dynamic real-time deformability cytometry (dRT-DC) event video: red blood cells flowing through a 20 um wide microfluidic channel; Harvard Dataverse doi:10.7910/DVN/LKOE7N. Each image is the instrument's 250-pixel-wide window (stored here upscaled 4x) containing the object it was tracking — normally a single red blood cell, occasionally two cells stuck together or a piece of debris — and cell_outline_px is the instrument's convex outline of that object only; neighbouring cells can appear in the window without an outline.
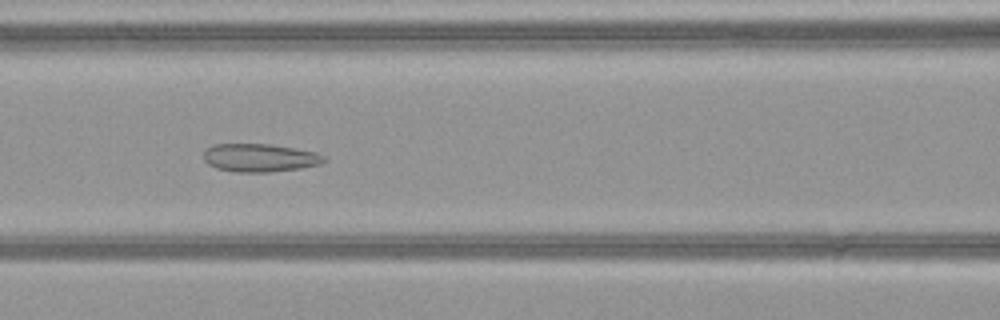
{"species": "common noctule bat (a hibernating species)", "species_latin": "Nyctalus noctula", "temperature_condition": "warm", "stored_images_in_passage": 52, "segment_of_instrument_passage": [1, 2], "camera_frame_rate_fps": 3000, "um_per_image_px": 0.085, "animal": {"sex": "female", "body_mass_g": 21.9}, "frame": {"image": 1, "passage_image": 23, "time_ms": 7.333, "image_size_px": [1000, 320], "cell_outline_px": [[324, 160], [320, 164], [300, 168], [268, 172], [236, 172], [216, 168], [208, 164], [204, 160], [204, 152], [212, 144], [268, 144], [316, 152], [324, 156]], "centroid_in_image_um": [22.04, 13.41], "position_along_channel_um": 144.6, "area_um2": 19.54}}
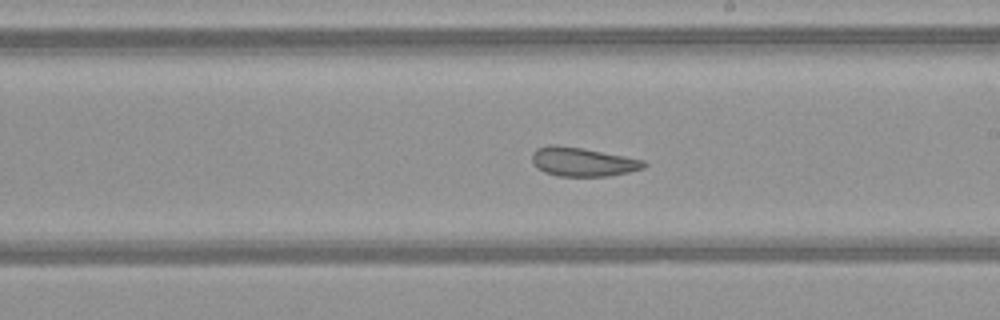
{"frame": {"image": 2, "passage_image": 30, "time_ms": 9.667, "image_size_px": [1000, 320], "cell_outline_px": [[648, 164], [644, 168], [612, 176], [556, 176], [544, 172], [536, 168], [532, 164], [532, 152], [536, 148], [548, 144], [556, 144], [580, 148], [624, 156], [644, 160]], "centroid_in_image_um": [49.48, 13.76], "position_along_channel_um": 239.5, "area_um2": 19.02}}
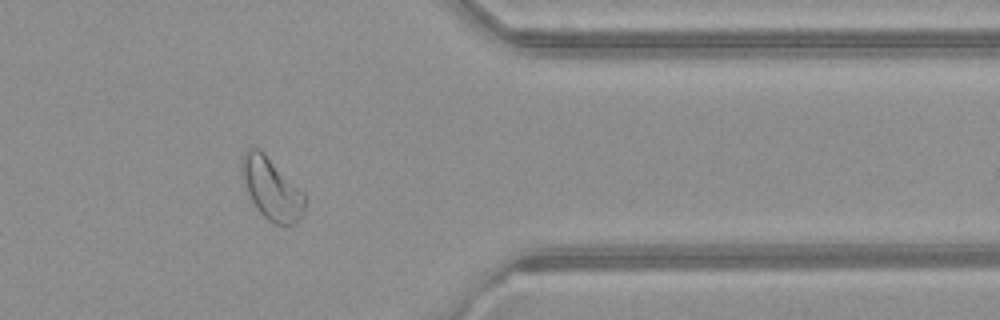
{"frame": {"image": 3, "passage_image": 42, "time_ms": 13.667, "image_size_px": [1000, 320], "cell_outline_px": [[308, 196], [304, 212], [300, 220], [296, 224], [272, 224], [260, 212], [252, 200], [248, 192], [240, 168], [240, 156], [248, 148], [260, 148]], "centroid_in_image_um": [23.11, 16.03], "position_along_channel_um": 388.3, "area_um2": 23.0}}